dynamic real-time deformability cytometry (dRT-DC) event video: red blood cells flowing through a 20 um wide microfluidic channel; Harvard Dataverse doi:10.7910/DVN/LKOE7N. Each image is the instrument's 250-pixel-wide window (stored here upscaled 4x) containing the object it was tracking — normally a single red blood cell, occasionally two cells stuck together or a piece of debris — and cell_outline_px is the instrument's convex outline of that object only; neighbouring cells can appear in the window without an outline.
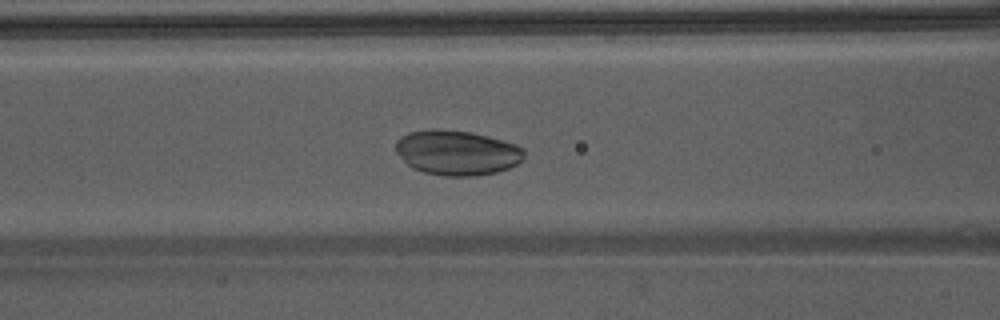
{"species": "Egyptian fruit bat (a non-hibernating species)", "species_latin": "Rousettus aegyptiacus", "temperature_condition": "warm", "stored_images_in_passage": 28, "camera_frame_rate_fps": 3000, "um_per_image_px": 0.085, "animal": {"sex": "male"}, "frame": {"image": 1, "passage_image": 6, "time_ms": 1.667, "image_size_px": [1000, 320], "cell_outline_px": [[524, 156], [516, 164], [508, 168], [496, 172], [476, 176], [444, 176], [424, 172], [412, 168], [396, 152], [396, 140], [408, 132], [428, 128], [436, 128], [468, 132], [488, 136], [516, 144], [524, 148]], "centroid_in_image_um": [38.82, 12.97], "position_along_channel_um": 127.8, "area_um2": 33.64}}
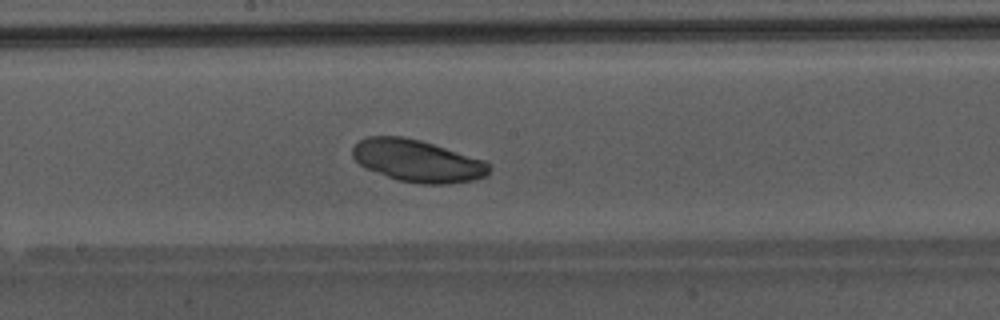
{"frame": {"image": 2, "passage_image": 12, "time_ms": 3.667, "image_size_px": [1000, 320], "cell_outline_px": [[492, 168], [488, 176], [472, 180], [448, 184], [420, 184], [396, 180], [368, 168], [360, 164], [352, 156], [352, 148], [360, 140], [368, 136], [404, 136], [420, 140], [484, 160]], "centroid_in_image_um": [35.5, 13.68], "position_along_channel_um": 212.7, "area_um2": 33.47}}
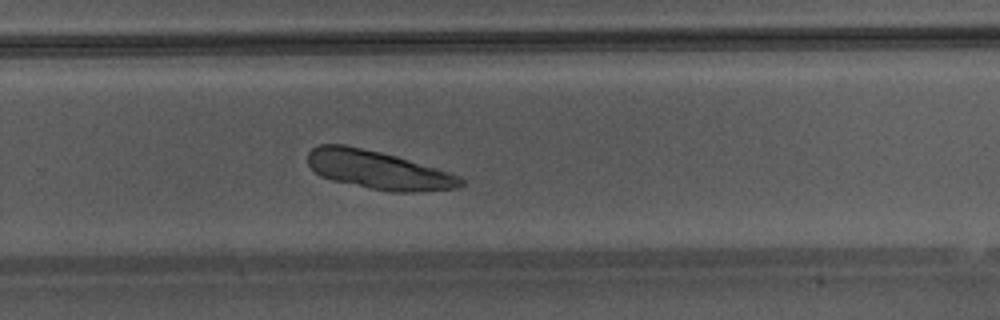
{"frame": {"image": 3, "passage_image": 18, "time_ms": 5.667, "image_size_px": [1000, 320], "cell_outline_px": [[464, 184], [460, 188], [412, 192], [392, 192], [332, 180], [320, 176], [308, 164], [308, 152], [312, 148], [320, 144], [344, 144], [380, 152], [396, 156], [436, 168], [460, 176], [464, 180]], "centroid_in_image_um": [32.15, 14.44], "position_along_channel_um": 297.6, "area_um2": 33.99}}